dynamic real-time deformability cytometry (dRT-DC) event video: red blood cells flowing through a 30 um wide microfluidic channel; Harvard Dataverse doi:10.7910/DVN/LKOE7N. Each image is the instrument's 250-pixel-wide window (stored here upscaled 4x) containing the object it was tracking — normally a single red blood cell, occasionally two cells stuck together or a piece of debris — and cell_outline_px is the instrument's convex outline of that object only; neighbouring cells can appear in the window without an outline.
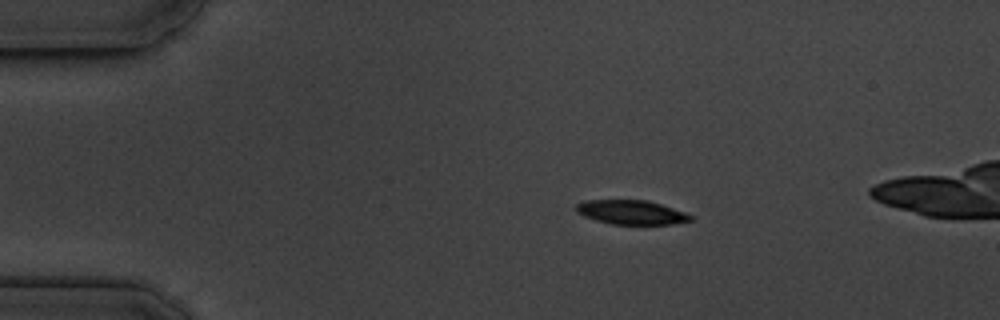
{"species": "common noctule bat (a hibernating species)", "species_latin": "Nyctalus noctula", "temperature_condition": "cold", "stored_images_in_passage": 44, "camera_frame_rate_fps": 3000, "um_per_image_px": 0.085, "animal": {"sex": "male", "body_mass_g": 19.5, "forearm_length_mm": 54.6}, "frame": {"image": 1, "passage_image": 1, "time_ms": 0.0, "image_size_px": [1000, 320], "cell_outline_px": [[692, 220], [672, 224], [612, 224], [596, 220], [584, 216], [576, 212], [576, 204], [588, 200], [648, 200], [684, 212], [692, 216]], "centroid_in_image_um": [53.64, 18.04], "position_along_channel_um": 31.4, "area_um2": 15.95}}
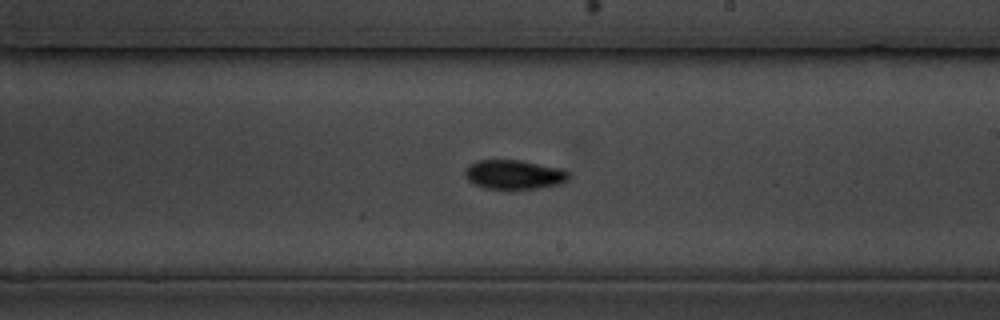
{"frame": {"image": 2, "passage_image": 23, "time_ms": 7.333, "image_size_px": [1000, 320], "cell_outline_px": [[572, 176], [568, 180], [560, 184], [540, 188], [484, 188], [468, 180], [464, 176], [464, 172], [468, 164], [476, 160], [520, 160], [560, 168], [572, 172]], "centroid_in_image_um": [43.73, 14.82], "position_along_channel_um": 245.3, "area_um2": 17.8}}
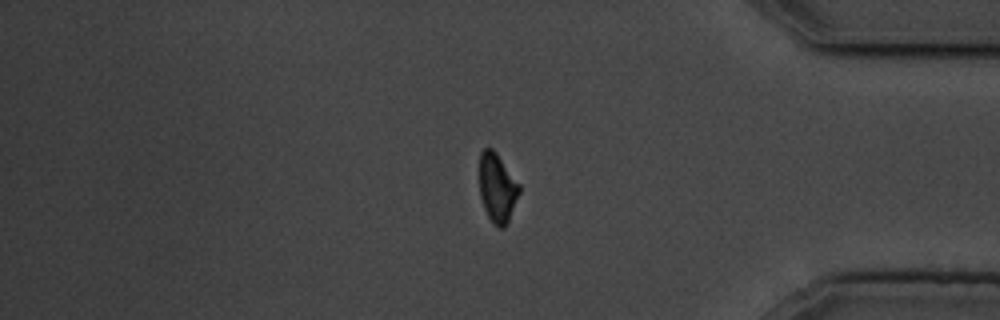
{"frame": {"image": 3, "passage_image": 37, "time_ms": 12.0, "image_size_px": [1000, 320], "cell_outline_px": [[520, 192], [508, 224], [504, 228], [500, 228], [492, 224], [484, 208], [480, 196], [480, 152], [484, 148], [492, 148], [496, 152], [520, 184]], "centroid_in_image_um": [42.28, 16.0], "position_along_channel_um": 392.9, "area_um2": 16.18}, "authors_computed_cell_mechanics": {"area_um2": 17.5712, "velocity_mm_per_s": 3.6377, "shape_relaxation_time_tau1_ms": 2.6214, "shape_relaxation_time_tau2_ms": 4.1332, "deformation_change_tau1": 0.1332, "deformation_change_tau2": 0.0841}}